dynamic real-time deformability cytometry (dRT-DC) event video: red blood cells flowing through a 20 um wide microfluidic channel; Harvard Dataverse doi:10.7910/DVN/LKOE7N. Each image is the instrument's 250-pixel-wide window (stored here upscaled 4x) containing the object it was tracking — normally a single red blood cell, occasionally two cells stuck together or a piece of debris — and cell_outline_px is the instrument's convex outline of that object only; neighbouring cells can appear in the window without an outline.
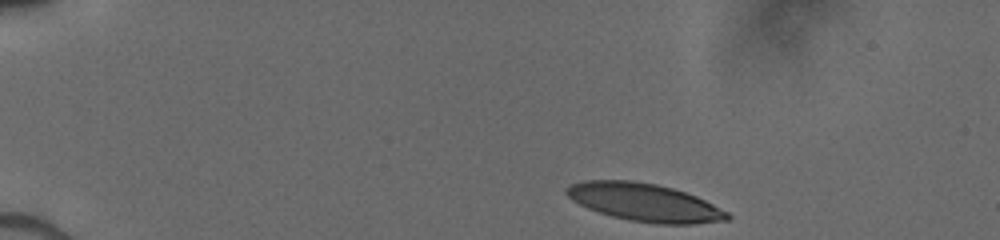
{"species": "human", "species_latin": "Homo sapiens", "temperature_condition": "cold", "stored_images_in_passage": 26, "camera_frame_rate_fps": 3000, "um_per_image_px": 0.085, "donor": {"sex": "male"}, "frame": {"image": 1, "passage_image": 1, "time_ms": 0.0, "image_size_px": [1000, 240], "cell_outline_px": [[732, 216], [728, 220], [692, 224], [656, 224], [628, 220], [612, 216], [588, 208], [572, 200], [564, 192], [564, 188], [572, 184], [584, 180], [632, 180], [656, 184], [672, 188], [696, 196], [728, 212]], "centroid_in_image_um": [54.77, 17.2], "position_along_channel_um": 30.2, "area_um2": 35.43}}
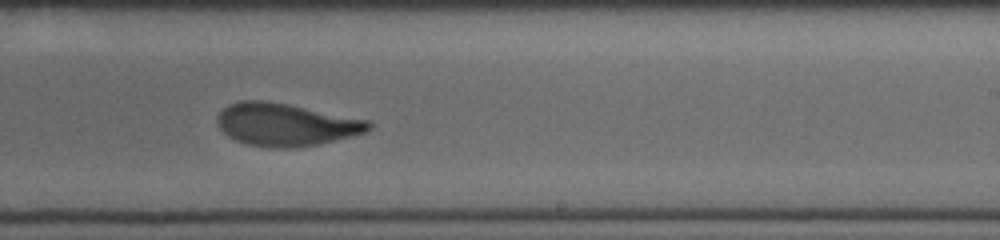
{"frame": {"image": 2, "passage_image": 14, "time_ms": 8.0, "image_size_px": [1000, 240], "cell_outline_px": [[372, 128], [368, 132], [352, 136], [316, 144], [292, 148], [272, 148], [248, 144], [236, 140], [228, 136], [220, 128], [216, 120], [216, 116], [228, 104], [240, 100], [268, 100], [368, 120], [372, 124]], "centroid_in_image_um": [24.28, 10.58], "position_along_channel_um": 264.7, "area_um2": 37.57}}
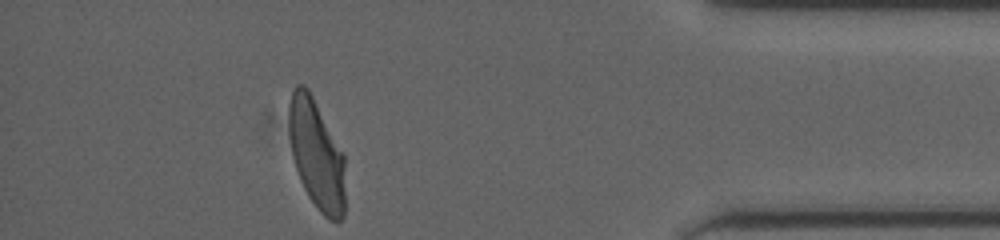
{"frame": {"image": 3, "passage_image": 26, "time_ms": 12.333, "image_size_px": [1000, 240], "cell_outline_px": [[344, 216], [340, 220], [328, 220], [320, 212], [308, 196], [300, 180], [296, 168], [292, 152], [288, 128], [288, 104], [292, 92], [296, 84], [304, 84], [308, 88], [344, 152]], "centroid_in_image_um": [26.9, 13.09], "position_along_channel_um": 408.3, "area_um2": 36.18}}